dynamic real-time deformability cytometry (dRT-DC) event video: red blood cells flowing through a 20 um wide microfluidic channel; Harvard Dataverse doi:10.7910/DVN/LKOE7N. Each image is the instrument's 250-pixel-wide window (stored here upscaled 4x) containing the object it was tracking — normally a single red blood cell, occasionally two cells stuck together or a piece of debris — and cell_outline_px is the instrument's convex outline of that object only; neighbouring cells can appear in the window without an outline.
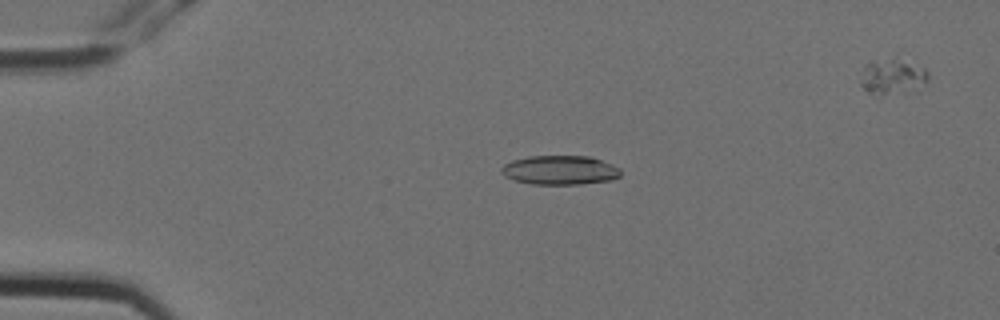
{"species": "Egyptian fruit bat (a non-hibernating species)", "species_latin": "Rousettus aegyptiacus", "temperature_condition": "cold", "stored_images_in_passage": 6, "segment_of_instrument_passage": [1, 2], "camera_frame_rate_fps": 3000, "um_per_image_px": 0.085, "animal": {"sex": "female"}, "frame": {"image": 1, "passage_image": 4, "time_ms": 1.0, "image_size_px": [1000, 320], "cell_outline_px": [[620, 176], [612, 180], [580, 184], [532, 184], [512, 180], [504, 176], [500, 172], [500, 168], [504, 164], [512, 160], [528, 156], [592, 156], [612, 164], [620, 168]], "centroid_in_image_um": [47.58, 14.46], "position_along_channel_um": 37.4, "area_um2": 20.52}}